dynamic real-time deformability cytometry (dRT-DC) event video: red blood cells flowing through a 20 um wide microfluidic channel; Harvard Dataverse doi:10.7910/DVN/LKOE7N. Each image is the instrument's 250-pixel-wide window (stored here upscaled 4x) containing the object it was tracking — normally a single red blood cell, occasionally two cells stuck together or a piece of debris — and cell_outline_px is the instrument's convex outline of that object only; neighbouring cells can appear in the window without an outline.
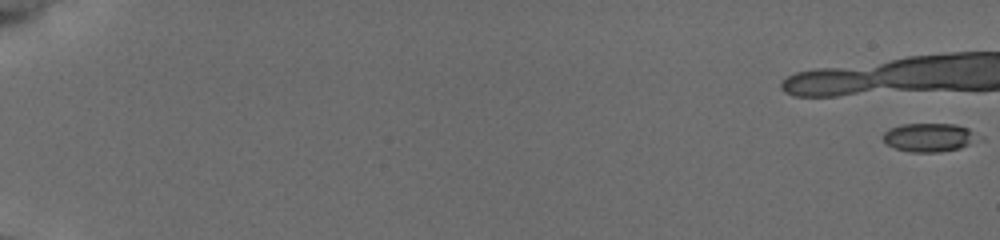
{"species": "common noctule bat (a hibernating species)", "species_latin": "Nyctalus noctula", "temperature_condition": "cold", "stored_images_in_passage": 44, "camera_frame_rate_fps": 3000, "um_per_image_px": 0.085, "animal": {"sex": "female", "body_mass_g": 19.5, "forearm_length_mm": 54.1}, "frame": {"image": 1, "passage_image": 1, "time_ms": 0.0, "image_size_px": [1000, 240], "cell_outline_px": [[976, 140], [960, 148], [940, 152], [912, 152], [896, 148], [888, 144], [880, 136], [888, 128], [900, 124], [956, 124], [968, 128], [976, 136]], "centroid_in_image_um": [78.9, 11.67], "position_along_channel_um": 6.1, "area_um2": 15.66}}
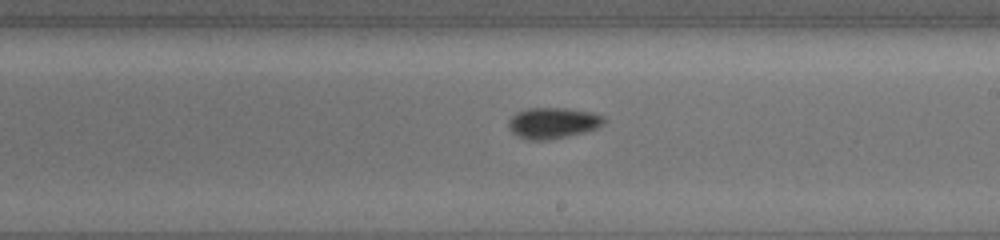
{"frame": {"image": 2, "passage_image": 32, "time_ms": 10.333, "image_size_px": [1000, 240], "cell_outline_px": [[604, 120], [596, 128], [584, 132], [568, 136], [548, 140], [528, 140], [516, 136], [508, 128], [508, 120], [516, 112], [528, 108], [568, 108], [592, 112], [604, 116]], "centroid_in_image_um": [46.94, 10.45], "position_along_channel_um": 242.1, "area_um2": 17.28}}
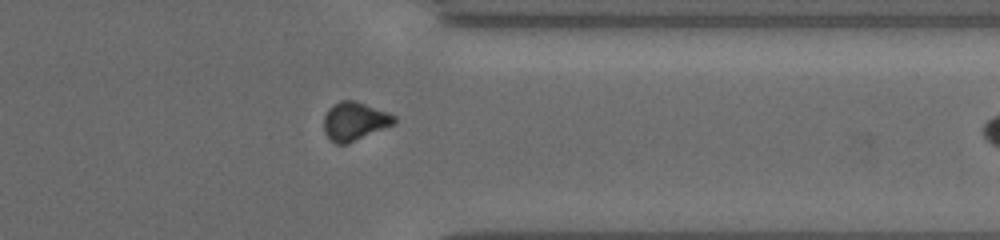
{"frame": {"image": 3, "passage_image": 43, "time_ms": 14.0, "image_size_px": [1000, 240], "cell_outline_px": [[396, 124], [348, 144], [336, 144], [324, 132], [324, 116], [328, 108], [340, 100], [352, 100], [388, 112], [396, 116]], "centroid_in_image_um": [30.16, 10.32], "position_along_channel_um": 381.2, "area_um2": 15.84}}